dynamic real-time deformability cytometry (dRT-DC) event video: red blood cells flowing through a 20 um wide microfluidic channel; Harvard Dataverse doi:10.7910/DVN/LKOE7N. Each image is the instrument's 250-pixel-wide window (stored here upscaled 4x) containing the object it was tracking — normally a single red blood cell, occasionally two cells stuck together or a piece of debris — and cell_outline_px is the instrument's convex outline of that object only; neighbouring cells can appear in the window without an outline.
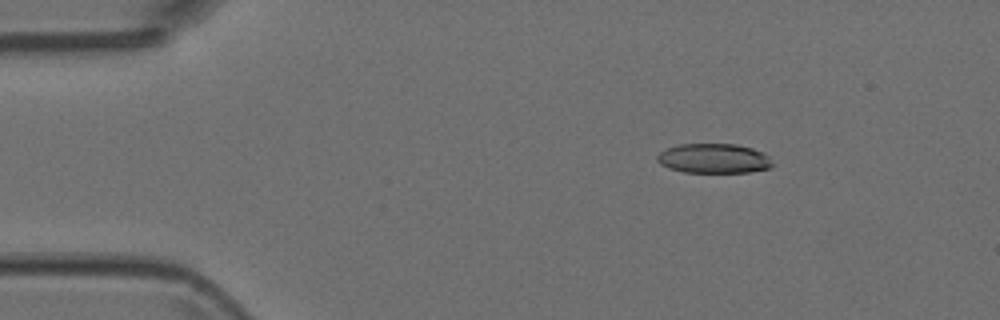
{"species": "Egyptian fruit bat (a non-hibernating species)", "species_latin": "Rousettus aegyptiacus", "temperature_condition": "room temperature", "stored_images_in_passage": 4, "camera_frame_rate_fps": 3000, "um_per_image_px": 0.085, "animal": {"sex": "female"}, "frame": {"image": 1, "passage_image": 3, "time_ms": 0.667, "image_size_px": [1000, 320], "cell_outline_px": [[776, 164], [772, 168], [748, 172], [684, 172], [668, 168], [660, 164], [656, 160], [656, 156], [660, 152], [668, 148], [680, 144], [736, 144], [752, 148], [764, 152]], "centroid_in_image_um": [60.71, 13.47], "position_along_channel_um": 24.3, "area_um2": 20.11}}